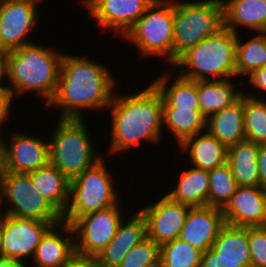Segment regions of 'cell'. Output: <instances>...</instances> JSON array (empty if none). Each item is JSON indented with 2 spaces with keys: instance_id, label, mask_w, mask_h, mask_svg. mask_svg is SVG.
I'll return each mask as SVG.
<instances>
[{
  "instance_id": "obj_15",
  "label": "cell",
  "mask_w": 266,
  "mask_h": 267,
  "mask_svg": "<svg viewBox=\"0 0 266 267\" xmlns=\"http://www.w3.org/2000/svg\"><path fill=\"white\" fill-rule=\"evenodd\" d=\"M21 133V134H20ZM13 132L9 134L7 141L3 134L7 170L16 173H29L50 163L49 138L41 139L38 136L29 135V133ZM9 141V142H8Z\"/></svg>"
},
{
  "instance_id": "obj_23",
  "label": "cell",
  "mask_w": 266,
  "mask_h": 267,
  "mask_svg": "<svg viewBox=\"0 0 266 267\" xmlns=\"http://www.w3.org/2000/svg\"><path fill=\"white\" fill-rule=\"evenodd\" d=\"M168 70L170 71L168 72ZM168 70L159 73L155 80L151 82L162 95L163 107L199 110L197 81L183 78L178 74L175 76V72L170 67Z\"/></svg>"
},
{
  "instance_id": "obj_3",
  "label": "cell",
  "mask_w": 266,
  "mask_h": 267,
  "mask_svg": "<svg viewBox=\"0 0 266 267\" xmlns=\"http://www.w3.org/2000/svg\"><path fill=\"white\" fill-rule=\"evenodd\" d=\"M64 53L41 42L8 51V87L14 101L15 97L35 93L46 106L56 91Z\"/></svg>"
},
{
  "instance_id": "obj_31",
  "label": "cell",
  "mask_w": 266,
  "mask_h": 267,
  "mask_svg": "<svg viewBox=\"0 0 266 267\" xmlns=\"http://www.w3.org/2000/svg\"><path fill=\"white\" fill-rule=\"evenodd\" d=\"M248 92V93H247ZM245 140L266 144V100L243 90Z\"/></svg>"
},
{
  "instance_id": "obj_39",
  "label": "cell",
  "mask_w": 266,
  "mask_h": 267,
  "mask_svg": "<svg viewBox=\"0 0 266 267\" xmlns=\"http://www.w3.org/2000/svg\"><path fill=\"white\" fill-rule=\"evenodd\" d=\"M63 267H101L95 256L75 253Z\"/></svg>"
},
{
  "instance_id": "obj_33",
  "label": "cell",
  "mask_w": 266,
  "mask_h": 267,
  "mask_svg": "<svg viewBox=\"0 0 266 267\" xmlns=\"http://www.w3.org/2000/svg\"><path fill=\"white\" fill-rule=\"evenodd\" d=\"M208 176V206L222 209L235 193L238 187L237 181L227 163L208 171Z\"/></svg>"
},
{
  "instance_id": "obj_1",
  "label": "cell",
  "mask_w": 266,
  "mask_h": 267,
  "mask_svg": "<svg viewBox=\"0 0 266 267\" xmlns=\"http://www.w3.org/2000/svg\"><path fill=\"white\" fill-rule=\"evenodd\" d=\"M66 53L61 61L56 91L45 108L61 109L59 118L75 119L85 118L83 113L87 110L107 111L119 85L109 63L107 66L88 55Z\"/></svg>"
},
{
  "instance_id": "obj_18",
  "label": "cell",
  "mask_w": 266,
  "mask_h": 267,
  "mask_svg": "<svg viewBox=\"0 0 266 267\" xmlns=\"http://www.w3.org/2000/svg\"><path fill=\"white\" fill-rule=\"evenodd\" d=\"M136 210L129 213L128 219L123 218L114 238L95 256L101 267H118L128 251L147 238L146 220Z\"/></svg>"
},
{
  "instance_id": "obj_30",
  "label": "cell",
  "mask_w": 266,
  "mask_h": 267,
  "mask_svg": "<svg viewBox=\"0 0 266 267\" xmlns=\"http://www.w3.org/2000/svg\"><path fill=\"white\" fill-rule=\"evenodd\" d=\"M255 35L243 38L237 34L236 77L247 76L252 71L266 65V32H255Z\"/></svg>"
},
{
  "instance_id": "obj_12",
  "label": "cell",
  "mask_w": 266,
  "mask_h": 267,
  "mask_svg": "<svg viewBox=\"0 0 266 267\" xmlns=\"http://www.w3.org/2000/svg\"><path fill=\"white\" fill-rule=\"evenodd\" d=\"M154 0H81L86 16L106 31L123 37Z\"/></svg>"
},
{
  "instance_id": "obj_44",
  "label": "cell",
  "mask_w": 266,
  "mask_h": 267,
  "mask_svg": "<svg viewBox=\"0 0 266 267\" xmlns=\"http://www.w3.org/2000/svg\"><path fill=\"white\" fill-rule=\"evenodd\" d=\"M2 241H3V225L1 223V213H0V257H1V250H2Z\"/></svg>"
},
{
  "instance_id": "obj_4",
  "label": "cell",
  "mask_w": 266,
  "mask_h": 267,
  "mask_svg": "<svg viewBox=\"0 0 266 267\" xmlns=\"http://www.w3.org/2000/svg\"><path fill=\"white\" fill-rule=\"evenodd\" d=\"M237 34L223 27L183 53L171 66L176 74L194 81L236 80Z\"/></svg>"
},
{
  "instance_id": "obj_7",
  "label": "cell",
  "mask_w": 266,
  "mask_h": 267,
  "mask_svg": "<svg viewBox=\"0 0 266 267\" xmlns=\"http://www.w3.org/2000/svg\"><path fill=\"white\" fill-rule=\"evenodd\" d=\"M223 27L222 0H174L173 63Z\"/></svg>"
},
{
  "instance_id": "obj_11",
  "label": "cell",
  "mask_w": 266,
  "mask_h": 267,
  "mask_svg": "<svg viewBox=\"0 0 266 267\" xmlns=\"http://www.w3.org/2000/svg\"><path fill=\"white\" fill-rule=\"evenodd\" d=\"M42 0H0V49L12 51L31 44L28 38L39 25ZM38 24V25H37Z\"/></svg>"
},
{
  "instance_id": "obj_6",
  "label": "cell",
  "mask_w": 266,
  "mask_h": 267,
  "mask_svg": "<svg viewBox=\"0 0 266 267\" xmlns=\"http://www.w3.org/2000/svg\"><path fill=\"white\" fill-rule=\"evenodd\" d=\"M106 156L93 167L70 180L69 201L62 220L73 224L80 216L116 205L121 195L115 187L114 175L107 165Z\"/></svg>"
},
{
  "instance_id": "obj_20",
  "label": "cell",
  "mask_w": 266,
  "mask_h": 267,
  "mask_svg": "<svg viewBox=\"0 0 266 267\" xmlns=\"http://www.w3.org/2000/svg\"><path fill=\"white\" fill-rule=\"evenodd\" d=\"M222 4L225 28L235 34H241V28L266 32V0H222Z\"/></svg>"
},
{
  "instance_id": "obj_9",
  "label": "cell",
  "mask_w": 266,
  "mask_h": 267,
  "mask_svg": "<svg viewBox=\"0 0 266 267\" xmlns=\"http://www.w3.org/2000/svg\"><path fill=\"white\" fill-rule=\"evenodd\" d=\"M0 213L53 226L63 221L62 214L33 187L29 173L8 171L0 189Z\"/></svg>"
},
{
  "instance_id": "obj_34",
  "label": "cell",
  "mask_w": 266,
  "mask_h": 267,
  "mask_svg": "<svg viewBox=\"0 0 266 267\" xmlns=\"http://www.w3.org/2000/svg\"><path fill=\"white\" fill-rule=\"evenodd\" d=\"M160 247L148 237L132 247L118 267H159Z\"/></svg>"
},
{
  "instance_id": "obj_40",
  "label": "cell",
  "mask_w": 266,
  "mask_h": 267,
  "mask_svg": "<svg viewBox=\"0 0 266 267\" xmlns=\"http://www.w3.org/2000/svg\"><path fill=\"white\" fill-rule=\"evenodd\" d=\"M257 166L260 178V187L266 188V144L259 145Z\"/></svg>"
},
{
  "instance_id": "obj_38",
  "label": "cell",
  "mask_w": 266,
  "mask_h": 267,
  "mask_svg": "<svg viewBox=\"0 0 266 267\" xmlns=\"http://www.w3.org/2000/svg\"><path fill=\"white\" fill-rule=\"evenodd\" d=\"M246 80V83L248 82L247 84L252 87L251 89H253L252 91L254 92V94L255 88L256 90L265 92L264 94H266V65L262 68L252 71L249 75L246 76Z\"/></svg>"
},
{
  "instance_id": "obj_28",
  "label": "cell",
  "mask_w": 266,
  "mask_h": 267,
  "mask_svg": "<svg viewBox=\"0 0 266 267\" xmlns=\"http://www.w3.org/2000/svg\"><path fill=\"white\" fill-rule=\"evenodd\" d=\"M206 120L200 110L163 107V131H169L168 133L175 137L177 146L187 138L205 132Z\"/></svg>"
},
{
  "instance_id": "obj_5",
  "label": "cell",
  "mask_w": 266,
  "mask_h": 267,
  "mask_svg": "<svg viewBox=\"0 0 266 267\" xmlns=\"http://www.w3.org/2000/svg\"><path fill=\"white\" fill-rule=\"evenodd\" d=\"M87 121L58 117L50 131V163L68 180L76 178L104 157L96 148L98 145H95Z\"/></svg>"
},
{
  "instance_id": "obj_24",
  "label": "cell",
  "mask_w": 266,
  "mask_h": 267,
  "mask_svg": "<svg viewBox=\"0 0 266 267\" xmlns=\"http://www.w3.org/2000/svg\"><path fill=\"white\" fill-rule=\"evenodd\" d=\"M176 186L168 192H162L170 200L188 205L202 207L208 205L209 176L208 171L189 166L177 176Z\"/></svg>"
},
{
  "instance_id": "obj_13",
  "label": "cell",
  "mask_w": 266,
  "mask_h": 267,
  "mask_svg": "<svg viewBox=\"0 0 266 267\" xmlns=\"http://www.w3.org/2000/svg\"><path fill=\"white\" fill-rule=\"evenodd\" d=\"M3 241L1 257L29 265L44 234L53 226L35 219H19L1 213Z\"/></svg>"
},
{
  "instance_id": "obj_2",
  "label": "cell",
  "mask_w": 266,
  "mask_h": 267,
  "mask_svg": "<svg viewBox=\"0 0 266 267\" xmlns=\"http://www.w3.org/2000/svg\"><path fill=\"white\" fill-rule=\"evenodd\" d=\"M116 89L109 105L111 140L106 156L129 152L145 142L155 144L163 138V98L151 83L135 92L121 93ZM130 93V94H129ZM163 134V135H162ZM122 151V152H121Z\"/></svg>"
},
{
  "instance_id": "obj_21",
  "label": "cell",
  "mask_w": 266,
  "mask_h": 267,
  "mask_svg": "<svg viewBox=\"0 0 266 267\" xmlns=\"http://www.w3.org/2000/svg\"><path fill=\"white\" fill-rule=\"evenodd\" d=\"M175 147H179L181 153L188 155L189 162L185 160L188 166L190 164L210 171L227 163L228 148L207 131L189 137Z\"/></svg>"
},
{
  "instance_id": "obj_29",
  "label": "cell",
  "mask_w": 266,
  "mask_h": 267,
  "mask_svg": "<svg viewBox=\"0 0 266 267\" xmlns=\"http://www.w3.org/2000/svg\"><path fill=\"white\" fill-rule=\"evenodd\" d=\"M211 248L221 259L243 260V267H251L248 227L225 224Z\"/></svg>"
},
{
  "instance_id": "obj_8",
  "label": "cell",
  "mask_w": 266,
  "mask_h": 267,
  "mask_svg": "<svg viewBox=\"0 0 266 267\" xmlns=\"http://www.w3.org/2000/svg\"><path fill=\"white\" fill-rule=\"evenodd\" d=\"M174 0H154L122 39L138 48V57H162L173 64ZM140 54V55H139Z\"/></svg>"
},
{
  "instance_id": "obj_42",
  "label": "cell",
  "mask_w": 266,
  "mask_h": 267,
  "mask_svg": "<svg viewBox=\"0 0 266 267\" xmlns=\"http://www.w3.org/2000/svg\"><path fill=\"white\" fill-rule=\"evenodd\" d=\"M8 173L7 160H6V149L3 141V137L0 135V189L2 187L4 178Z\"/></svg>"
},
{
  "instance_id": "obj_32",
  "label": "cell",
  "mask_w": 266,
  "mask_h": 267,
  "mask_svg": "<svg viewBox=\"0 0 266 267\" xmlns=\"http://www.w3.org/2000/svg\"><path fill=\"white\" fill-rule=\"evenodd\" d=\"M202 251L177 238L160 246L159 267H199Z\"/></svg>"
},
{
  "instance_id": "obj_22",
  "label": "cell",
  "mask_w": 266,
  "mask_h": 267,
  "mask_svg": "<svg viewBox=\"0 0 266 267\" xmlns=\"http://www.w3.org/2000/svg\"><path fill=\"white\" fill-rule=\"evenodd\" d=\"M206 131L227 148L244 141V94L231 106L210 115Z\"/></svg>"
},
{
  "instance_id": "obj_35",
  "label": "cell",
  "mask_w": 266,
  "mask_h": 267,
  "mask_svg": "<svg viewBox=\"0 0 266 267\" xmlns=\"http://www.w3.org/2000/svg\"><path fill=\"white\" fill-rule=\"evenodd\" d=\"M251 267H266V226L248 227Z\"/></svg>"
},
{
  "instance_id": "obj_16",
  "label": "cell",
  "mask_w": 266,
  "mask_h": 267,
  "mask_svg": "<svg viewBox=\"0 0 266 267\" xmlns=\"http://www.w3.org/2000/svg\"><path fill=\"white\" fill-rule=\"evenodd\" d=\"M222 213L225 224L231 226H266V188L238 186Z\"/></svg>"
},
{
  "instance_id": "obj_41",
  "label": "cell",
  "mask_w": 266,
  "mask_h": 267,
  "mask_svg": "<svg viewBox=\"0 0 266 267\" xmlns=\"http://www.w3.org/2000/svg\"><path fill=\"white\" fill-rule=\"evenodd\" d=\"M8 72V51L0 49V86L8 85ZM4 79L6 80L7 84L5 83Z\"/></svg>"
},
{
  "instance_id": "obj_19",
  "label": "cell",
  "mask_w": 266,
  "mask_h": 267,
  "mask_svg": "<svg viewBox=\"0 0 266 267\" xmlns=\"http://www.w3.org/2000/svg\"><path fill=\"white\" fill-rule=\"evenodd\" d=\"M75 253L73 227L62 221L44 234L29 267H63Z\"/></svg>"
},
{
  "instance_id": "obj_43",
  "label": "cell",
  "mask_w": 266,
  "mask_h": 267,
  "mask_svg": "<svg viewBox=\"0 0 266 267\" xmlns=\"http://www.w3.org/2000/svg\"><path fill=\"white\" fill-rule=\"evenodd\" d=\"M0 267H28V265L14 259L0 257Z\"/></svg>"
},
{
  "instance_id": "obj_14",
  "label": "cell",
  "mask_w": 266,
  "mask_h": 267,
  "mask_svg": "<svg viewBox=\"0 0 266 267\" xmlns=\"http://www.w3.org/2000/svg\"><path fill=\"white\" fill-rule=\"evenodd\" d=\"M158 199L138 210L146 220L147 237L160 247L179 238L191 207L172 201L165 194Z\"/></svg>"
},
{
  "instance_id": "obj_25",
  "label": "cell",
  "mask_w": 266,
  "mask_h": 267,
  "mask_svg": "<svg viewBox=\"0 0 266 267\" xmlns=\"http://www.w3.org/2000/svg\"><path fill=\"white\" fill-rule=\"evenodd\" d=\"M233 78L211 81H197V97L200 112L208 118L210 115L231 106L243 95L242 89H237L239 84Z\"/></svg>"
},
{
  "instance_id": "obj_36",
  "label": "cell",
  "mask_w": 266,
  "mask_h": 267,
  "mask_svg": "<svg viewBox=\"0 0 266 267\" xmlns=\"http://www.w3.org/2000/svg\"><path fill=\"white\" fill-rule=\"evenodd\" d=\"M199 267H243V260L221 259L212 248L202 253Z\"/></svg>"
},
{
  "instance_id": "obj_10",
  "label": "cell",
  "mask_w": 266,
  "mask_h": 267,
  "mask_svg": "<svg viewBox=\"0 0 266 267\" xmlns=\"http://www.w3.org/2000/svg\"><path fill=\"white\" fill-rule=\"evenodd\" d=\"M120 205L119 201L107 209L85 214L72 224L77 254L96 256L109 244L126 216Z\"/></svg>"
},
{
  "instance_id": "obj_26",
  "label": "cell",
  "mask_w": 266,
  "mask_h": 267,
  "mask_svg": "<svg viewBox=\"0 0 266 267\" xmlns=\"http://www.w3.org/2000/svg\"><path fill=\"white\" fill-rule=\"evenodd\" d=\"M29 174L32 185L38 193L63 214L69 201L70 180L51 163Z\"/></svg>"
},
{
  "instance_id": "obj_27",
  "label": "cell",
  "mask_w": 266,
  "mask_h": 267,
  "mask_svg": "<svg viewBox=\"0 0 266 267\" xmlns=\"http://www.w3.org/2000/svg\"><path fill=\"white\" fill-rule=\"evenodd\" d=\"M258 150V144L247 140L228 147L227 164L238 186H260L257 166Z\"/></svg>"
},
{
  "instance_id": "obj_17",
  "label": "cell",
  "mask_w": 266,
  "mask_h": 267,
  "mask_svg": "<svg viewBox=\"0 0 266 267\" xmlns=\"http://www.w3.org/2000/svg\"><path fill=\"white\" fill-rule=\"evenodd\" d=\"M224 225L221 208L208 205L191 207L179 238L205 252L212 247Z\"/></svg>"
},
{
  "instance_id": "obj_37",
  "label": "cell",
  "mask_w": 266,
  "mask_h": 267,
  "mask_svg": "<svg viewBox=\"0 0 266 267\" xmlns=\"http://www.w3.org/2000/svg\"><path fill=\"white\" fill-rule=\"evenodd\" d=\"M13 100L14 98L10 88L8 86H0V133L3 132L1 130L2 126H6L4 125V123H6L5 121H8L9 116H11V108H13L11 105L12 103L14 104Z\"/></svg>"
}]
</instances>
